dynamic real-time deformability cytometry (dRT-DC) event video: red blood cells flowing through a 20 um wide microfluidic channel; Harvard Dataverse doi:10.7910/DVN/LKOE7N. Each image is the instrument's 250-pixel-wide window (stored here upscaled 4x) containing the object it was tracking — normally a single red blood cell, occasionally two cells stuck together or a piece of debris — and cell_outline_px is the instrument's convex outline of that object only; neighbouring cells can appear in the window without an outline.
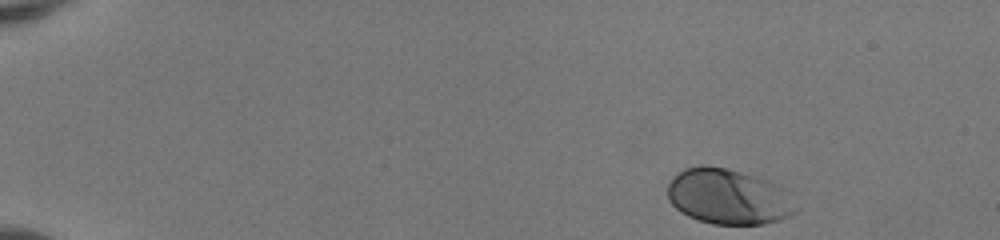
{"species": "human", "species_latin": "Homo sapiens", "temperature_condition": "room temperature", "stored_images_in_passage": 46, "camera_frame_rate_fps": 3000, "um_per_image_px": 0.085, "donor": {"sex": "female"}, "frame": {"image": 1, "passage_image": 1, "time_ms": 0.0, "image_size_px": [1000, 240], "cell_outline_px": [[796, 212], [792, 216], [764, 224], [712, 224], [688, 216], [680, 212], [668, 200], [668, 184], [672, 176], [676, 172], [684, 168], [700, 164], [704, 164], [724, 168], [756, 176], [768, 180], [780, 188]], "centroid_in_image_um": [61.8, 16.7], "position_along_channel_um": 23.2, "area_um2": 40.98}}
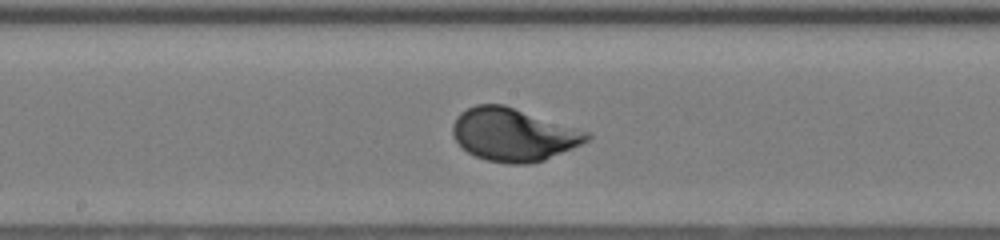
{"frame": {"image": 2, "passage_image": 24, "time_ms": 7.667, "image_size_px": [1000, 240], "cell_outline_px": [[592, 136], [588, 140], [572, 148], [544, 160], [528, 164], [508, 164], [488, 160], [476, 156], [468, 152], [456, 140], [452, 132], [452, 124], [456, 116], [460, 112], [476, 104], [504, 104], [592, 132]], "centroid_in_image_um": [43.66, 11.43], "position_along_channel_um": 204.5, "area_um2": 41.5}}
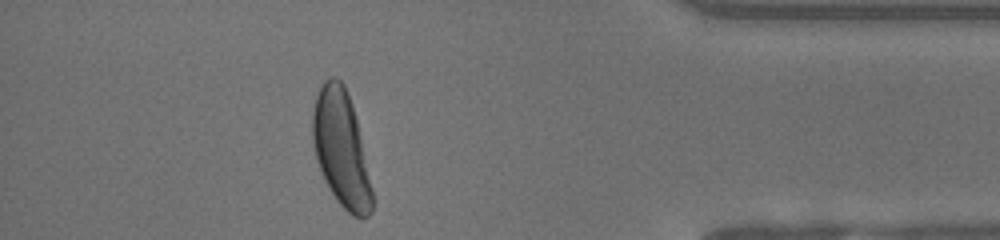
{"frame": {"image": 3, "passage_image": 41, "time_ms": 13.333, "image_size_px": [1000, 240], "cell_outline_px": [[372, 212], [368, 216], [352, 216], [336, 200], [328, 188], [320, 172], [316, 160], [312, 140], [312, 112], [316, 96], [320, 84], [328, 76], [336, 76], [344, 84], [352, 104], [356, 120], [372, 188]], "centroid_in_image_um": [28.96, 12.61], "position_along_channel_um": 406.2, "area_um2": 40.23}, "authors_computed_cell_mechanics": {"area_um2": 40.3444, "velocity_mm_per_s": 4.06, "shape_relaxation_time_tau1_ms": 1.9233, "shape_relaxation_time_tau2_ms": null, "deformation_change_tau1": 0.1516, "deformation_change_tau2": null}}